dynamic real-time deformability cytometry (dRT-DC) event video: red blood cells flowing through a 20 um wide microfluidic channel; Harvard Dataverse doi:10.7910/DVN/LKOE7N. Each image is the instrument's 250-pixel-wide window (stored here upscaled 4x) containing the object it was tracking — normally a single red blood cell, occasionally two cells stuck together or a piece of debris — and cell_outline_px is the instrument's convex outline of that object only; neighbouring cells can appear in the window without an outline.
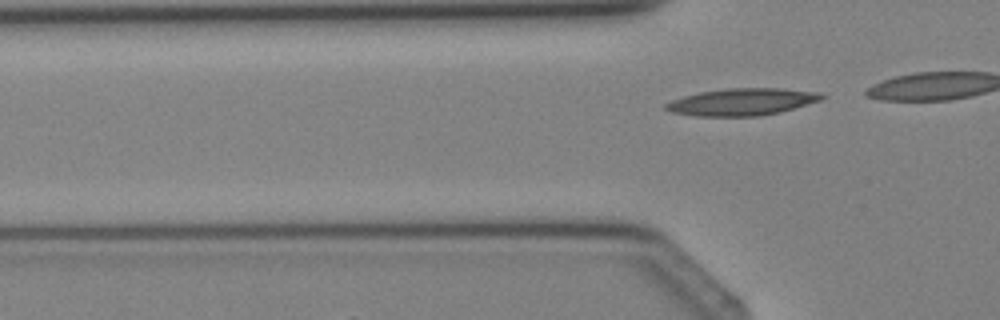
{"species": "Egyptian fruit bat (a non-hibernating species)", "species_latin": "Rousettus aegyptiacus", "temperature_condition": "cold", "stored_images_in_passage": 6, "camera_frame_rate_fps": 3000, "um_per_image_px": 0.085, "animal": {"sex": "female"}, "frame": {"image": 1, "passage_image": 6, "time_ms": 6.0, "image_size_px": [1000, 320], "cell_outline_px": [[828, 96], [820, 100], [780, 112], [760, 116], [696, 116], [672, 112], [664, 108], [664, 104], [672, 100], [684, 96], [700, 92], [728, 88], [780, 88], [816, 92]], "centroid_in_image_um": [63.06, 8.66], "position_along_channel_um": 62.7, "area_um2": 24.45}}